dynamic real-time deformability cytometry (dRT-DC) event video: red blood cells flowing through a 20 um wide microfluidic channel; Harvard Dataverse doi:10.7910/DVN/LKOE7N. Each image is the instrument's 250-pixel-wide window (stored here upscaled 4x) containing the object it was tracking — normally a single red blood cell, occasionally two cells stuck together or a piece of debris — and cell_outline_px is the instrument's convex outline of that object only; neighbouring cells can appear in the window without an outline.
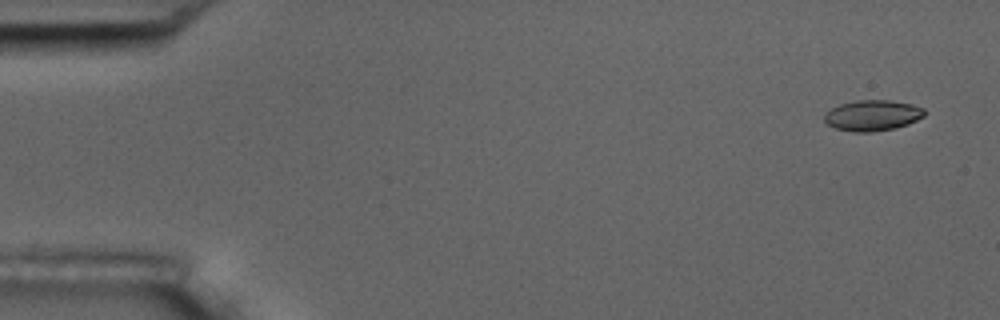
{"species": "common noctule bat (a hibernating species)", "species_latin": "Nyctalus noctula", "temperature_condition": "room temperature", "stored_images_in_passage": 5, "camera_frame_rate_fps": 3000, "um_per_image_px": 0.085, "animal": {"sex": "male", "body_mass_g": 17.5, "forearm_length_mm": 52.3}, "frame": {"image": 1, "passage_image": 1, "time_ms": 0.0, "image_size_px": [1000, 320], "cell_outline_px": [[924, 116], [908, 124], [896, 128], [872, 132], [856, 132], [836, 128], [828, 124], [824, 120], [824, 116], [832, 108], [840, 104], [856, 100], [888, 100], [912, 104], [924, 108]], "centroid_in_image_um": [74.18, 9.81], "position_along_channel_um": 10.8, "area_um2": 17.8}}
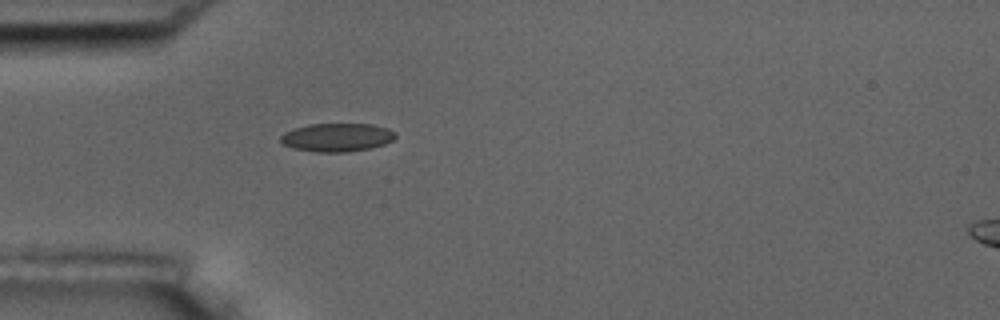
{"frame": {"image": 2, "passage_image": 5, "time_ms": 1.333, "image_size_px": [1000, 320], "cell_outline_px": [[396, 136], [392, 140], [384, 144], [372, 148], [348, 152], [316, 152], [296, 148], [284, 144], [280, 140], [280, 136], [284, 132], [308, 124], [372, 124], [388, 128], [396, 132]], "centroid_in_image_um": [28.68, 11.67], "position_along_channel_um": 56.3, "area_um2": 18.96}}